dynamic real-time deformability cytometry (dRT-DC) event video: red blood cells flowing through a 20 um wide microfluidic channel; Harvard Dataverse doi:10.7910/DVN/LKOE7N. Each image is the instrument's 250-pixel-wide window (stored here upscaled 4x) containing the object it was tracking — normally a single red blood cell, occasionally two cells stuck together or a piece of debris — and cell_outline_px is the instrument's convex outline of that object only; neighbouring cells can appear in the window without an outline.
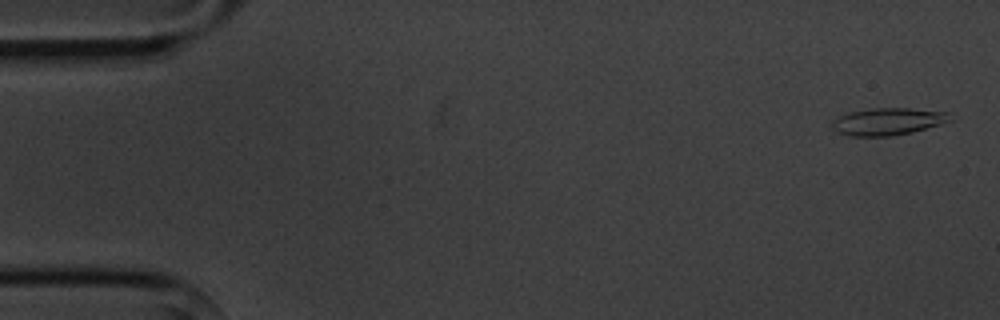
{"species": "common noctule bat (a hibernating species)", "species_latin": "Nyctalus noctula", "temperature_condition": "cold", "stored_images_in_passage": 4, "camera_frame_rate_fps": 3000, "um_per_image_px": 0.085, "animal": {"sex": "male", "body_mass_g": 20.1, "forearm_length_mm": 53.5}, "frame": {"image": 1, "passage_image": 1, "time_ms": 0.0, "image_size_px": [1000, 320], "cell_outline_px": [[952, 120], [940, 124], [912, 132], [892, 136], [848, 136], [836, 132], [832, 128], [832, 124], [840, 116], [848, 112], [872, 108], [908, 108], [948, 112]], "centroid_in_image_um": [75.46, 10.33], "position_along_channel_um": 9.5, "area_um2": 18.61}}